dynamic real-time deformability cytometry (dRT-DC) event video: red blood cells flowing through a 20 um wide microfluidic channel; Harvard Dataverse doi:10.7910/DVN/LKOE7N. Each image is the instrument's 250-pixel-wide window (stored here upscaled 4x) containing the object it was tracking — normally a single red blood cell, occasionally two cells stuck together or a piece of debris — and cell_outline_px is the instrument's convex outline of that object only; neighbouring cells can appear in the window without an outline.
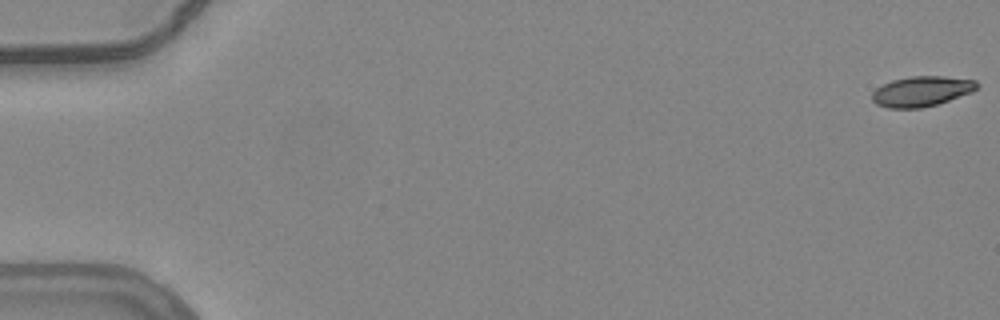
{"species": "common noctule bat (a hibernating species)", "species_latin": "Nyctalus noctula", "temperature_condition": "warm", "stored_images_in_passage": 56, "camera_frame_rate_fps": 3000, "um_per_image_px": 0.085, "animal": {"sex": "female", "body_mass_g": 24.6, "forearm_length_mm": 56.2}, "frame": {"image": 1, "passage_image": 1, "time_ms": 0.0, "image_size_px": [1000, 320], "cell_outline_px": [[980, 84], [972, 92], [936, 104], [920, 108], [888, 108], [876, 104], [872, 100], [872, 92], [876, 88], [892, 80], [912, 76], [944, 76], [976, 80]], "centroid_in_image_um": [78.33, 7.75], "position_along_channel_um": 6.7, "area_um2": 18.38}}
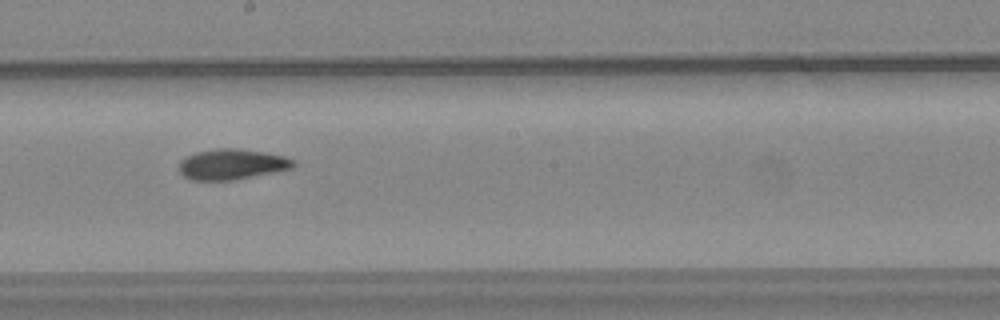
{"frame": {"image": 2, "passage_image": 32, "time_ms": 10.333, "image_size_px": [1000, 320], "cell_outline_px": [[296, 164], [292, 168], [276, 172], [232, 180], [192, 180], [184, 176], [180, 172], [180, 160], [196, 152], [216, 148], [236, 148], [264, 152], [284, 156], [296, 160]], "centroid_in_image_um": [19.74, 13.96], "position_along_channel_um": 228.5, "area_um2": 20.35}}
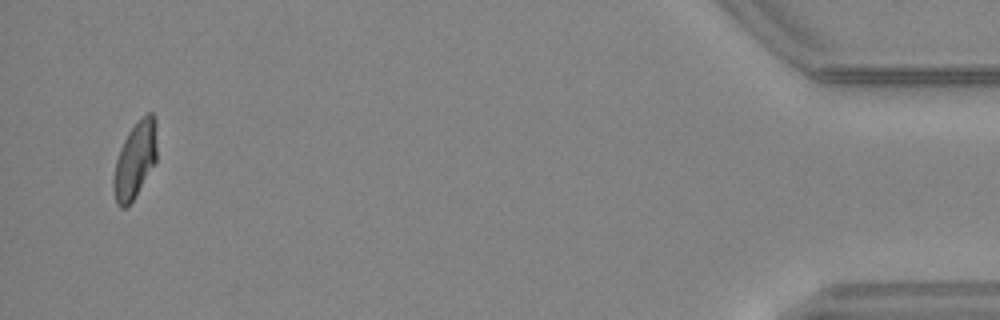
{"frame": {"image": 3, "passage_image": 54, "time_ms": 17.667, "image_size_px": [1000, 320], "cell_outline_px": [[156, 160], [136, 196], [124, 208], [120, 208], [116, 204], [112, 188], [112, 176], [116, 160], [120, 148], [128, 132], [148, 112], [152, 112], [156, 120]], "centroid_in_image_um": [11.45, 13.64], "position_along_channel_um": 423.7, "area_um2": 19.25}, "authors_computed_cell_mechanics": {"area_um2": 19.8832, "velocity_mm_per_s": 3.7855, "shape_relaxation_time_tau1_ms": null, "shape_relaxation_time_tau2_ms": 3.7028, "deformation_change_tau1": null, "deformation_change_tau2": 0.0919}}